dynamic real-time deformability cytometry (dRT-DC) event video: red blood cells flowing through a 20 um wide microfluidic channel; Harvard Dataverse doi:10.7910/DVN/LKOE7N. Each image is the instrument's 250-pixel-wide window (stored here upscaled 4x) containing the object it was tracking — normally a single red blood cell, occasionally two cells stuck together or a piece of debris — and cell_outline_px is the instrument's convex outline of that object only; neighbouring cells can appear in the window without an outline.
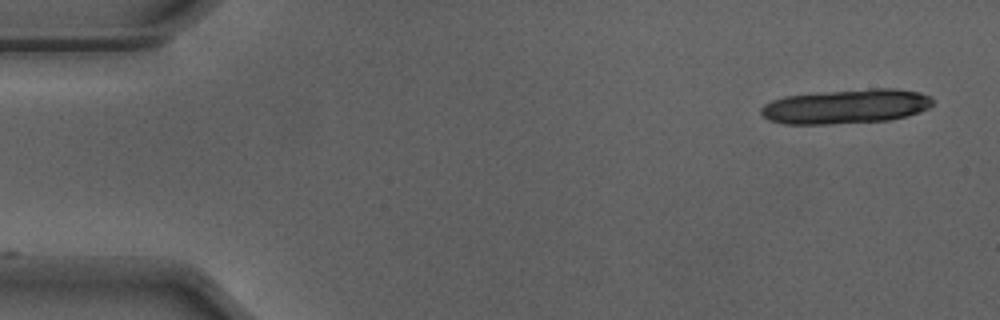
{"species": "Egyptian fruit bat (a non-hibernating species)", "species_latin": "Rousettus aegyptiacus", "temperature_condition": "warm", "stored_images_in_passage": 3, "camera_frame_rate_fps": 3000, "um_per_image_px": 0.085, "animal": {"sex": "male"}, "frame": {"image": 1, "passage_image": 1, "time_ms": 0.0, "image_size_px": [1000, 320], "cell_outline_px": [[932, 104], [928, 108], [920, 112], [908, 116], [888, 120], [828, 124], [784, 124], [768, 120], [760, 112], [760, 108], [764, 104], [772, 100], [784, 96], [872, 88], [892, 88], [920, 92], [932, 96]], "centroid_in_image_um": [71.92, 9.05], "position_along_channel_um": 13.1, "area_um2": 34.45}}